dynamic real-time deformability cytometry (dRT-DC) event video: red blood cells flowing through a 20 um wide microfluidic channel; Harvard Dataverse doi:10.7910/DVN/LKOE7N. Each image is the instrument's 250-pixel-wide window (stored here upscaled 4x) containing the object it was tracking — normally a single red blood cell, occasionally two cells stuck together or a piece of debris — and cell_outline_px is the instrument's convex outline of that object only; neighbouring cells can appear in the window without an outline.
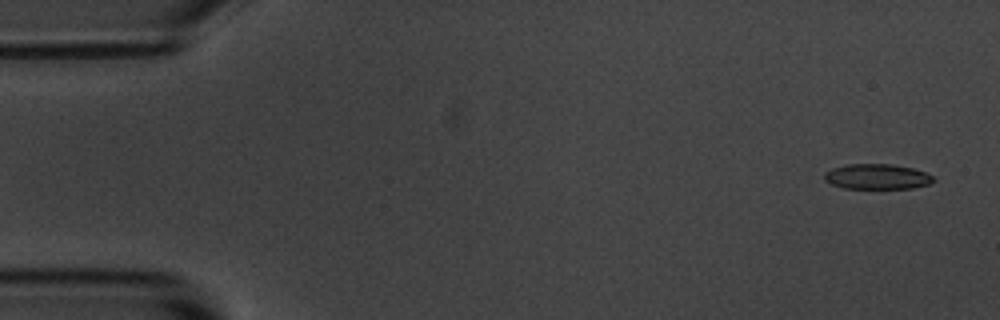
{"species": "common noctule bat (a hibernating species)", "species_latin": "Nyctalus noctula", "temperature_condition": "room temperature", "stored_images_in_passage": 7, "camera_frame_rate_fps": 3000, "um_per_image_px": 0.085, "animal": {"sex": "male", "body_mass_g": 20.1, "forearm_length_mm": 53.5}, "frame": {"image": 1, "passage_image": 1, "time_ms": 0.0, "image_size_px": [1000, 320], "cell_outline_px": [[936, 180], [928, 184], [912, 188], [844, 188], [832, 184], [824, 180], [824, 172], [832, 168], [848, 164], [892, 164], [912, 168], [924, 172], [932, 176]], "centroid_in_image_um": [74.53, 15.01], "position_along_channel_um": 10.5, "area_um2": 15.95}}